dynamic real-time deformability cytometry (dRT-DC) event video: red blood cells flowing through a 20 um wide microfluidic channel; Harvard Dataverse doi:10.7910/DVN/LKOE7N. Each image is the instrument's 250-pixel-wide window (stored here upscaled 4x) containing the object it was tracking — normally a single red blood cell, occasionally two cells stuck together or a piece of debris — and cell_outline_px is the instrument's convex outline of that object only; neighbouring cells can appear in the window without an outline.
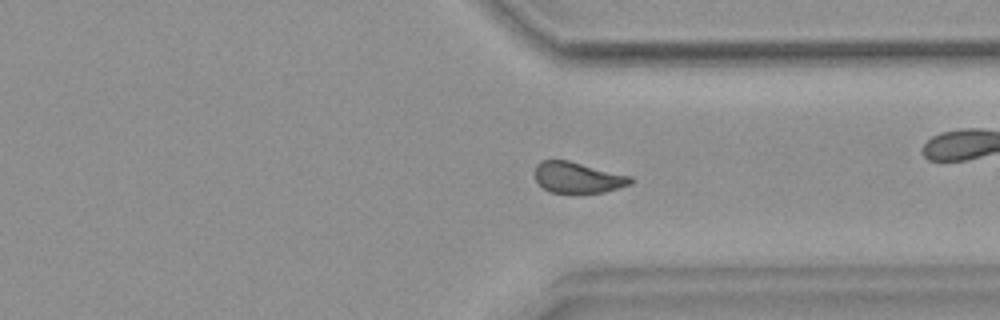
{"species": "common noctule bat (a hibernating species)", "species_latin": "Nyctalus noctula", "temperature_condition": "warm", "stored_images_in_passage": 50, "camera_frame_rate_fps": 3000, "um_per_image_px": 0.085, "animal": {"sex": "female", "body_mass_g": 18.4}, "frame": {"image": 1, "passage_image": 36, "time_ms": 11.667, "image_size_px": [1000, 320], "cell_outline_px": [[632, 184], [604, 192], [548, 192], [536, 180], [536, 164], [540, 160], [568, 160], [632, 176]], "centroid_in_image_um": [49.12, 15.08], "position_along_channel_um": 362.3, "area_um2": 17.11}}
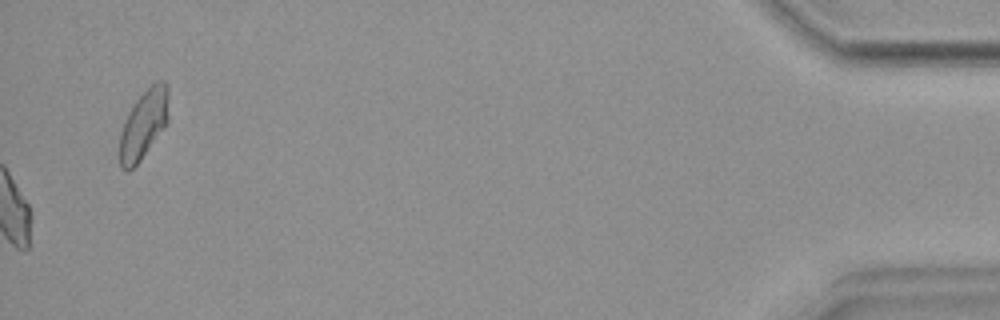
{"frame": {"image": 2, "passage_image": 50, "time_ms": 16.333, "image_size_px": [1000, 320], "cell_outline_px": [[168, 124], [140, 160], [128, 172], [120, 168], [120, 132], [128, 112], [136, 100], [156, 80], [164, 80], [168, 84]], "centroid_in_image_um": [12.23, 10.56], "position_along_channel_um": 423.0, "area_um2": 19.77}, "authors_computed_cell_mechanics": {"area_um2": 18.207, "velocity_mm_per_s": 3.7707, "shape_relaxation_time_tau1_ms": null, "shape_relaxation_time_tau2_ms": 2.554, "deformation_change_tau1": null, "deformation_change_tau2": 0.0966}}